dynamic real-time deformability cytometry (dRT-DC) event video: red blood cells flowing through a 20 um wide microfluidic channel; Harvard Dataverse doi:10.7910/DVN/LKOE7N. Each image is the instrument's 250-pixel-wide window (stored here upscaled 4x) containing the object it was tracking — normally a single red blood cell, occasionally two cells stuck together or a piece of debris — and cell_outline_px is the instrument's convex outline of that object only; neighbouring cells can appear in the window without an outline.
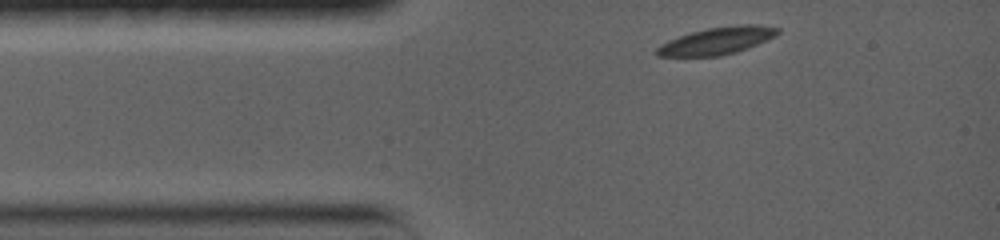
{"species": "common noctule bat (a hibernating species)", "species_latin": "Nyctalus noctula", "temperature_condition": "warm", "stored_images_in_passage": 6, "camera_frame_rate_fps": 5000, "um_per_image_px": 0.085, "animal": {"sex": "female", "body_mass_g": 19.0, "forearm_length_mm": 56.7}, "frame": {"image": 1, "passage_image": 1, "time_ms": 0.0, "image_size_px": [1000, 240], "cell_outline_px": [[780, 32], [776, 36], [748, 48], [736, 52], [720, 56], [656, 56], [656, 48], [660, 44], [668, 40], [692, 32], [708, 28], [736, 24], [756, 24], [780, 28]], "centroid_in_image_um": [60.97, 3.46], "position_along_channel_um": 24.0, "area_um2": 19.25}}
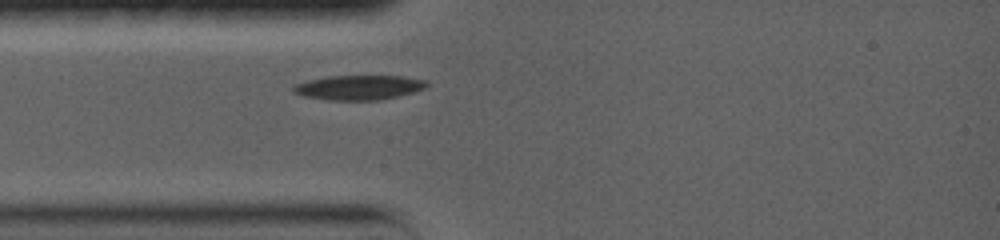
{"frame": {"image": 2, "passage_image": 3, "time_ms": 1.6, "image_size_px": [1000, 240], "cell_outline_px": [[428, 84], [424, 88], [412, 92], [380, 100], [328, 100], [304, 96], [292, 92], [292, 88], [296, 84], [308, 80], [328, 76], [404, 76], [428, 80]], "centroid_in_image_um": [30.49, 7.43], "position_along_channel_um": 54.5, "area_um2": 19.07}}
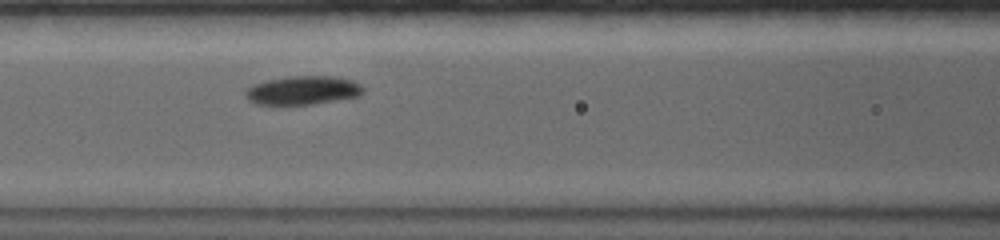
{"frame": {"image": 3, "passage_image": 5, "time_ms": 4.0, "image_size_px": [1000, 240], "cell_outline_px": [[364, 92], [360, 96], [312, 104], [256, 104], [248, 100], [244, 96], [244, 88], [252, 84], [264, 80], [288, 76], [332, 76], [352, 80], [360, 84], [364, 88]], "centroid_in_image_um": [25.69, 7.67], "position_along_channel_um": 140.9, "area_um2": 19.94}}